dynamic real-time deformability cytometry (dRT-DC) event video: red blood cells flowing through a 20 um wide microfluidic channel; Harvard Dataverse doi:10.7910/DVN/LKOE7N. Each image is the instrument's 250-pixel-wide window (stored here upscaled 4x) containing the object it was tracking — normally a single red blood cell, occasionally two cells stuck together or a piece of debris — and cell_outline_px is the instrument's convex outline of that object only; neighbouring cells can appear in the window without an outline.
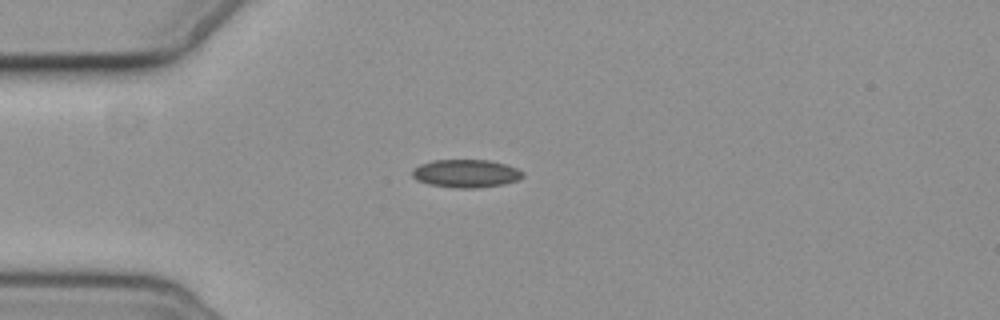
{"species": "common noctule bat (a hibernating species)", "species_latin": "Nyctalus noctula", "temperature_condition": "cold", "stored_images_in_passage": 10, "camera_frame_rate_fps": 3000, "um_per_image_px": 0.085, "animal": {"sex": "female", "body_mass_g": 19.3, "forearm_length_mm": 54.1}, "frame": {"image": 1, "passage_image": 4, "time_ms": 4.667, "image_size_px": [1000, 320], "cell_outline_px": [[524, 176], [516, 180], [504, 184], [476, 188], [460, 188], [428, 184], [416, 180], [412, 176], [412, 168], [420, 164], [432, 160], [492, 160], [516, 168], [524, 172]], "centroid_in_image_um": [39.58, 14.74], "position_along_channel_um": 45.4, "area_um2": 18.09}}
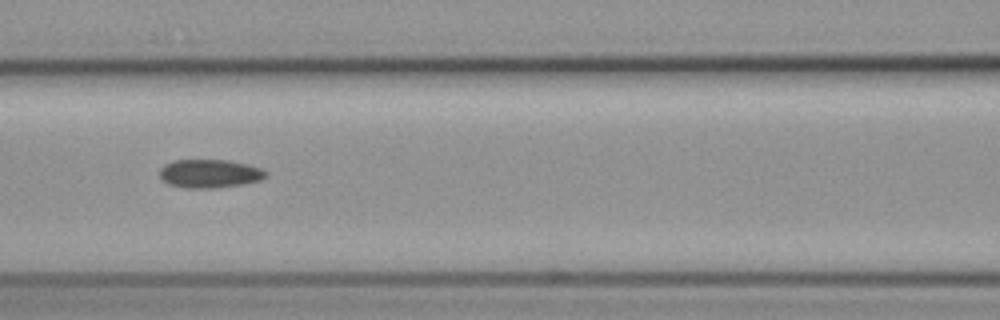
{"frame": {"image": 2, "passage_image": 7, "time_ms": 8.0, "image_size_px": [1000, 320], "cell_outline_px": [[268, 176], [260, 180], [240, 184], [212, 188], [188, 188], [168, 184], [160, 176], [160, 168], [164, 164], [176, 160], [228, 160], [248, 164], [260, 168], [268, 172]], "centroid_in_image_um": [17.83, 14.74], "position_along_channel_um": 148.8, "area_um2": 17.51}}
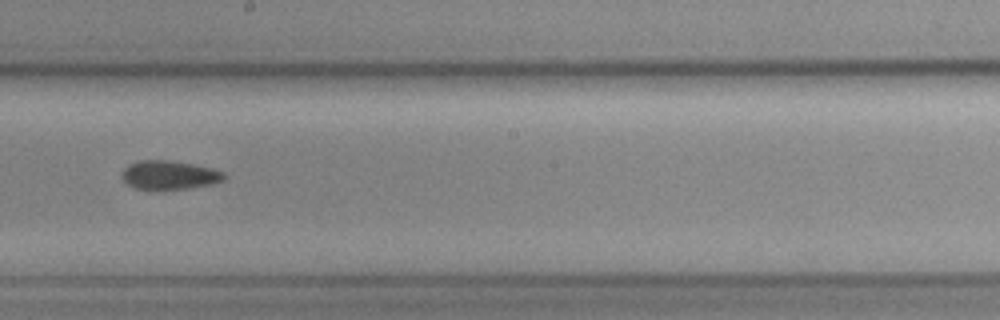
{"frame": {"image": 3, "passage_image": 9, "time_ms": 10.333, "image_size_px": [1000, 320], "cell_outline_px": [[224, 180], [212, 184], [192, 188], [156, 192], [136, 188], [128, 184], [124, 180], [124, 168], [128, 164], [140, 160], [168, 160], [192, 164], [224, 172]], "centroid_in_image_um": [14.38, 14.92], "position_along_channel_um": 233.8, "area_um2": 17.4}}